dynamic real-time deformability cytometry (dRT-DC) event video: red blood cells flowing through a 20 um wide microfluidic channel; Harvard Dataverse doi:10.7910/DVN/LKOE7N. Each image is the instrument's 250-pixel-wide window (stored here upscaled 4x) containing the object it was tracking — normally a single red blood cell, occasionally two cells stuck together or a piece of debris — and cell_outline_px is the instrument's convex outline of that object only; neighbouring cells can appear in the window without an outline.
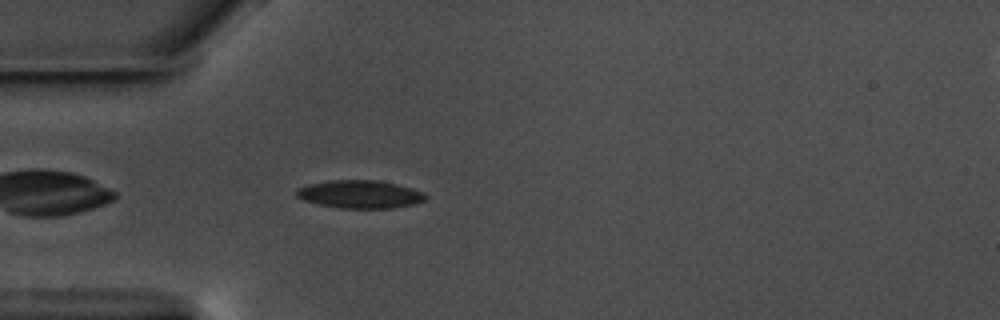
{"species": "common noctule bat (a hibernating species)", "species_latin": "Nyctalus noctula", "temperature_condition": "warm", "stored_images_in_passage": 37, "camera_frame_rate_fps": 3000, "um_per_image_px": 0.085, "animal": {"sex": "male", "body_mass_g": 17.5, "forearm_length_mm": 52.3}, "frame": {"image": 1, "passage_image": 1, "time_ms": 0.0, "image_size_px": [1000, 320], "cell_outline_px": [[428, 196], [424, 200], [412, 204], [392, 208], [340, 208], [320, 204], [304, 200], [296, 196], [296, 192], [300, 188], [308, 184], [332, 180], [380, 180], [412, 188], [424, 192]], "centroid_in_image_um": [30.63, 16.5], "position_along_channel_um": 54.4, "area_um2": 20.87}}
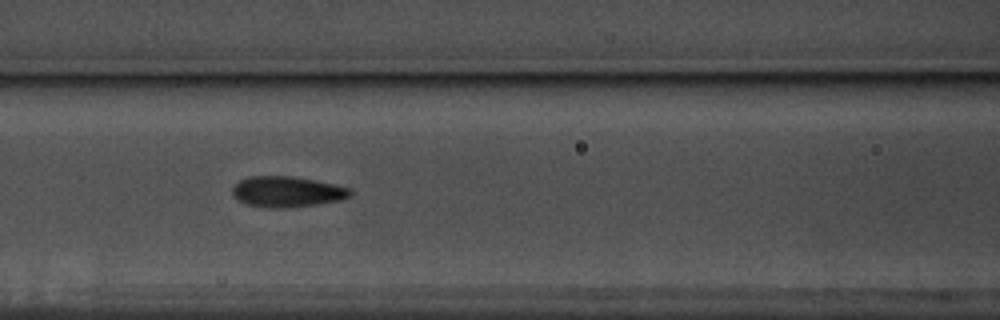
{"frame": {"image": 2, "passage_image": 9, "time_ms": 2.667, "image_size_px": [1000, 320], "cell_outline_px": [[352, 196], [340, 200], [316, 204], [284, 208], [272, 208], [248, 204], [232, 196], [232, 188], [240, 180], [248, 176], [292, 176], [316, 180], [352, 188]], "centroid_in_image_um": [24.43, 16.28], "position_along_channel_um": 142.2, "area_um2": 21.1}}
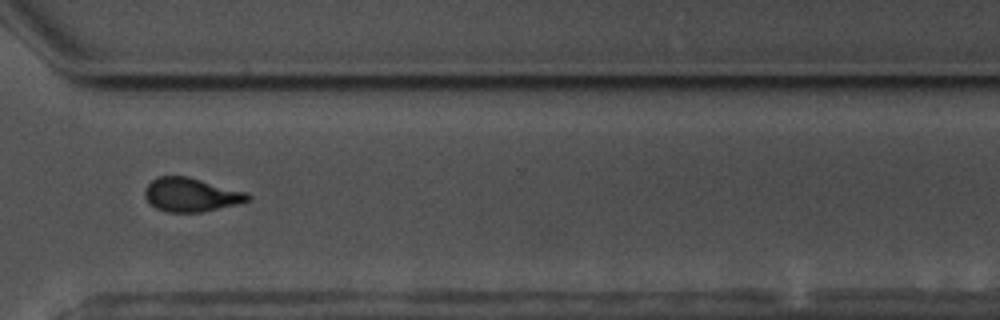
{"frame": {"image": 3, "passage_image": 27, "time_ms": 8.667, "image_size_px": [1000, 320], "cell_outline_px": [[252, 200], [236, 204], [200, 212], [168, 212], [156, 208], [144, 196], [144, 188], [156, 176], [188, 176], [248, 192], [252, 196]], "centroid_in_image_um": [16.26, 16.54], "position_along_channel_um": 354.3, "area_um2": 20.35}, "authors_computed_cell_mechanics": {"area_um2": 20.3456, "velocity_mm_per_s": 3.5324, "shape_relaxation_time_tau1_ms": 3.3233, "shape_relaxation_time_tau2_ms": 1.1038, "deformation_change_tau1": 0.1464, "deformation_change_tau2": 0.079}}